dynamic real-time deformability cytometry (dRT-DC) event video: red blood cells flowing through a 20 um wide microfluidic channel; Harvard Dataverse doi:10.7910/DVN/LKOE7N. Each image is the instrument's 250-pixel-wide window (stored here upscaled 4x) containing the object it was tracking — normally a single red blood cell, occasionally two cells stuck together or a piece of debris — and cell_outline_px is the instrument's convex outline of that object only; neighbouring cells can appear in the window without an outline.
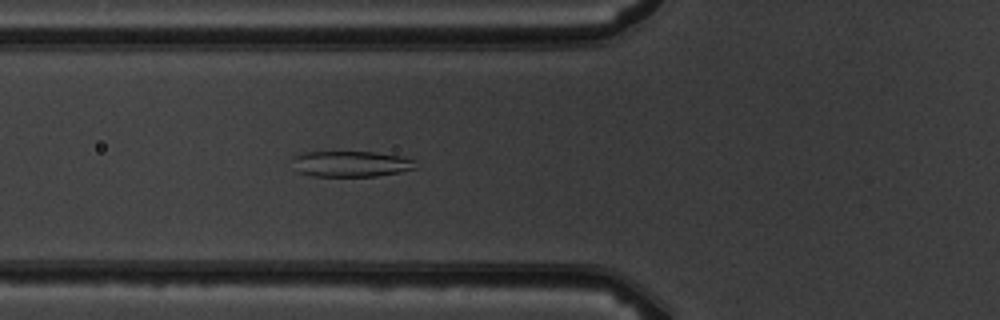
{"species": "common noctule bat (a hibernating species)", "species_latin": "Nyctalus noctula", "temperature_condition": "warm", "stored_images_in_passage": 3, "camera_frame_rate_fps": 3000, "um_per_image_px": 0.085, "animal": {"sex": "male", "body_mass_g": 19.5, "forearm_length_mm": 54.6}, "frame": {"image": 1, "passage_image": 3, "time_ms": 2.333, "image_size_px": [1000, 320], "cell_outline_px": [[416, 168], [400, 172], [376, 176], [312, 176], [296, 172], [292, 156], [304, 152], [376, 152], [400, 156], [412, 160]], "centroid_in_image_um": [29.77, 13.93], "position_along_channel_um": 96.0, "area_um2": 18.5}}